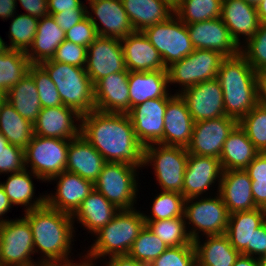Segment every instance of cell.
I'll use <instances>...</instances> for the list:
<instances>
[{
  "label": "cell",
  "instance_id": "obj_1",
  "mask_svg": "<svg viewBox=\"0 0 266 266\" xmlns=\"http://www.w3.org/2000/svg\"><path fill=\"white\" fill-rule=\"evenodd\" d=\"M82 135L106 162H121L143 168L144 146L138 141L127 113L97 110L81 115Z\"/></svg>",
  "mask_w": 266,
  "mask_h": 266
},
{
  "label": "cell",
  "instance_id": "obj_2",
  "mask_svg": "<svg viewBox=\"0 0 266 266\" xmlns=\"http://www.w3.org/2000/svg\"><path fill=\"white\" fill-rule=\"evenodd\" d=\"M24 215V216H23ZM33 234L35 255L39 264H51L71 260L76 229L72 215L43 207L24 212ZM73 243V244H72ZM72 254V255H71Z\"/></svg>",
  "mask_w": 266,
  "mask_h": 266
},
{
  "label": "cell",
  "instance_id": "obj_3",
  "mask_svg": "<svg viewBox=\"0 0 266 266\" xmlns=\"http://www.w3.org/2000/svg\"><path fill=\"white\" fill-rule=\"evenodd\" d=\"M217 79L222 87L226 116L239 122L259 103L257 72L241 53L222 61Z\"/></svg>",
  "mask_w": 266,
  "mask_h": 266
},
{
  "label": "cell",
  "instance_id": "obj_4",
  "mask_svg": "<svg viewBox=\"0 0 266 266\" xmlns=\"http://www.w3.org/2000/svg\"><path fill=\"white\" fill-rule=\"evenodd\" d=\"M136 208L119 210L115 217L93 237L85 254L96 261L115 255H127L134 240L145 226L143 214ZM99 259V260H98Z\"/></svg>",
  "mask_w": 266,
  "mask_h": 266
},
{
  "label": "cell",
  "instance_id": "obj_5",
  "mask_svg": "<svg viewBox=\"0 0 266 266\" xmlns=\"http://www.w3.org/2000/svg\"><path fill=\"white\" fill-rule=\"evenodd\" d=\"M40 65L56 85L64 106L83 115L95 110L94 84L85 68L66 63L45 60Z\"/></svg>",
  "mask_w": 266,
  "mask_h": 266
},
{
  "label": "cell",
  "instance_id": "obj_6",
  "mask_svg": "<svg viewBox=\"0 0 266 266\" xmlns=\"http://www.w3.org/2000/svg\"><path fill=\"white\" fill-rule=\"evenodd\" d=\"M139 170L141 169L127 163L106 162L94 182V189L119 210L136 208L137 199L140 198Z\"/></svg>",
  "mask_w": 266,
  "mask_h": 266
},
{
  "label": "cell",
  "instance_id": "obj_7",
  "mask_svg": "<svg viewBox=\"0 0 266 266\" xmlns=\"http://www.w3.org/2000/svg\"><path fill=\"white\" fill-rule=\"evenodd\" d=\"M184 219L192 241L227 231L229 212L219 193L185 199Z\"/></svg>",
  "mask_w": 266,
  "mask_h": 266
},
{
  "label": "cell",
  "instance_id": "obj_8",
  "mask_svg": "<svg viewBox=\"0 0 266 266\" xmlns=\"http://www.w3.org/2000/svg\"><path fill=\"white\" fill-rule=\"evenodd\" d=\"M189 153L187 148L150 144L144 147L143 167L154 171L161 191L178 192L182 194L184 173ZM147 166V167H146Z\"/></svg>",
  "mask_w": 266,
  "mask_h": 266
},
{
  "label": "cell",
  "instance_id": "obj_9",
  "mask_svg": "<svg viewBox=\"0 0 266 266\" xmlns=\"http://www.w3.org/2000/svg\"><path fill=\"white\" fill-rule=\"evenodd\" d=\"M225 58L213 50L194 49L187 57L167 67L169 86H178L174 94H181L200 82L215 79Z\"/></svg>",
  "mask_w": 266,
  "mask_h": 266
},
{
  "label": "cell",
  "instance_id": "obj_10",
  "mask_svg": "<svg viewBox=\"0 0 266 266\" xmlns=\"http://www.w3.org/2000/svg\"><path fill=\"white\" fill-rule=\"evenodd\" d=\"M70 140L34 135L25 150L26 169L43 182L65 171Z\"/></svg>",
  "mask_w": 266,
  "mask_h": 266
},
{
  "label": "cell",
  "instance_id": "obj_11",
  "mask_svg": "<svg viewBox=\"0 0 266 266\" xmlns=\"http://www.w3.org/2000/svg\"><path fill=\"white\" fill-rule=\"evenodd\" d=\"M142 32L159 52L166 68L194 51L186 24L175 14Z\"/></svg>",
  "mask_w": 266,
  "mask_h": 266
},
{
  "label": "cell",
  "instance_id": "obj_12",
  "mask_svg": "<svg viewBox=\"0 0 266 266\" xmlns=\"http://www.w3.org/2000/svg\"><path fill=\"white\" fill-rule=\"evenodd\" d=\"M32 229L24 217L0 224V266H34Z\"/></svg>",
  "mask_w": 266,
  "mask_h": 266
},
{
  "label": "cell",
  "instance_id": "obj_13",
  "mask_svg": "<svg viewBox=\"0 0 266 266\" xmlns=\"http://www.w3.org/2000/svg\"><path fill=\"white\" fill-rule=\"evenodd\" d=\"M222 172L219 159L189 154L182 195L185 199H189L218 193ZM213 188H217L215 192H211L214 191Z\"/></svg>",
  "mask_w": 266,
  "mask_h": 266
},
{
  "label": "cell",
  "instance_id": "obj_14",
  "mask_svg": "<svg viewBox=\"0 0 266 266\" xmlns=\"http://www.w3.org/2000/svg\"><path fill=\"white\" fill-rule=\"evenodd\" d=\"M237 125L229 116L195 122L188 153L219 159L224 142Z\"/></svg>",
  "mask_w": 266,
  "mask_h": 266
},
{
  "label": "cell",
  "instance_id": "obj_15",
  "mask_svg": "<svg viewBox=\"0 0 266 266\" xmlns=\"http://www.w3.org/2000/svg\"><path fill=\"white\" fill-rule=\"evenodd\" d=\"M170 98L147 100L132 107L127 113L136 137L144 147L155 143L164 145V115Z\"/></svg>",
  "mask_w": 266,
  "mask_h": 266
},
{
  "label": "cell",
  "instance_id": "obj_16",
  "mask_svg": "<svg viewBox=\"0 0 266 266\" xmlns=\"http://www.w3.org/2000/svg\"><path fill=\"white\" fill-rule=\"evenodd\" d=\"M85 70L93 84L109 74L126 71L121 40L98 36L87 47Z\"/></svg>",
  "mask_w": 266,
  "mask_h": 266
},
{
  "label": "cell",
  "instance_id": "obj_17",
  "mask_svg": "<svg viewBox=\"0 0 266 266\" xmlns=\"http://www.w3.org/2000/svg\"><path fill=\"white\" fill-rule=\"evenodd\" d=\"M85 2L89 4L87 16L96 27L98 36L122 39L134 32L121 0H85Z\"/></svg>",
  "mask_w": 266,
  "mask_h": 266
},
{
  "label": "cell",
  "instance_id": "obj_18",
  "mask_svg": "<svg viewBox=\"0 0 266 266\" xmlns=\"http://www.w3.org/2000/svg\"><path fill=\"white\" fill-rule=\"evenodd\" d=\"M56 192L45 193V204L55 210L73 215L82 201L94 190V183L81 176L63 171L51 178ZM56 181V182H55Z\"/></svg>",
  "mask_w": 266,
  "mask_h": 266
},
{
  "label": "cell",
  "instance_id": "obj_19",
  "mask_svg": "<svg viewBox=\"0 0 266 266\" xmlns=\"http://www.w3.org/2000/svg\"><path fill=\"white\" fill-rule=\"evenodd\" d=\"M180 95L195 122L226 116L222 87L217 78L200 82Z\"/></svg>",
  "mask_w": 266,
  "mask_h": 266
},
{
  "label": "cell",
  "instance_id": "obj_20",
  "mask_svg": "<svg viewBox=\"0 0 266 266\" xmlns=\"http://www.w3.org/2000/svg\"><path fill=\"white\" fill-rule=\"evenodd\" d=\"M186 26L194 49L213 50L225 57L241 53V47L233 39L221 17Z\"/></svg>",
  "mask_w": 266,
  "mask_h": 266
},
{
  "label": "cell",
  "instance_id": "obj_21",
  "mask_svg": "<svg viewBox=\"0 0 266 266\" xmlns=\"http://www.w3.org/2000/svg\"><path fill=\"white\" fill-rule=\"evenodd\" d=\"M34 125V135L72 140L80 135L81 114L68 106L42 108Z\"/></svg>",
  "mask_w": 266,
  "mask_h": 266
},
{
  "label": "cell",
  "instance_id": "obj_22",
  "mask_svg": "<svg viewBox=\"0 0 266 266\" xmlns=\"http://www.w3.org/2000/svg\"><path fill=\"white\" fill-rule=\"evenodd\" d=\"M129 71L102 77L94 84L95 110L105 113L129 112Z\"/></svg>",
  "mask_w": 266,
  "mask_h": 266
},
{
  "label": "cell",
  "instance_id": "obj_23",
  "mask_svg": "<svg viewBox=\"0 0 266 266\" xmlns=\"http://www.w3.org/2000/svg\"><path fill=\"white\" fill-rule=\"evenodd\" d=\"M194 123L185 99L180 94H174L165 109L164 145L187 148L191 142Z\"/></svg>",
  "mask_w": 266,
  "mask_h": 266
},
{
  "label": "cell",
  "instance_id": "obj_24",
  "mask_svg": "<svg viewBox=\"0 0 266 266\" xmlns=\"http://www.w3.org/2000/svg\"><path fill=\"white\" fill-rule=\"evenodd\" d=\"M221 18L240 47L253 37L260 25L257 7L243 0H223Z\"/></svg>",
  "mask_w": 266,
  "mask_h": 266
},
{
  "label": "cell",
  "instance_id": "obj_25",
  "mask_svg": "<svg viewBox=\"0 0 266 266\" xmlns=\"http://www.w3.org/2000/svg\"><path fill=\"white\" fill-rule=\"evenodd\" d=\"M218 193L229 214L257 208L252 196V180L244 169L223 171Z\"/></svg>",
  "mask_w": 266,
  "mask_h": 266
},
{
  "label": "cell",
  "instance_id": "obj_26",
  "mask_svg": "<svg viewBox=\"0 0 266 266\" xmlns=\"http://www.w3.org/2000/svg\"><path fill=\"white\" fill-rule=\"evenodd\" d=\"M120 40L128 71L167 70L161 55L142 31H134Z\"/></svg>",
  "mask_w": 266,
  "mask_h": 266
},
{
  "label": "cell",
  "instance_id": "obj_27",
  "mask_svg": "<svg viewBox=\"0 0 266 266\" xmlns=\"http://www.w3.org/2000/svg\"><path fill=\"white\" fill-rule=\"evenodd\" d=\"M129 111L147 100L172 97L167 70L129 71Z\"/></svg>",
  "mask_w": 266,
  "mask_h": 266
},
{
  "label": "cell",
  "instance_id": "obj_28",
  "mask_svg": "<svg viewBox=\"0 0 266 266\" xmlns=\"http://www.w3.org/2000/svg\"><path fill=\"white\" fill-rule=\"evenodd\" d=\"M105 163L102 155L82 135L70 140L65 171L94 183Z\"/></svg>",
  "mask_w": 266,
  "mask_h": 266
},
{
  "label": "cell",
  "instance_id": "obj_29",
  "mask_svg": "<svg viewBox=\"0 0 266 266\" xmlns=\"http://www.w3.org/2000/svg\"><path fill=\"white\" fill-rule=\"evenodd\" d=\"M119 212V209L95 189L82 201L72 215V220L81 225L87 234L93 236L106 226Z\"/></svg>",
  "mask_w": 266,
  "mask_h": 266
},
{
  "label": "cell",
  "instance_id": "obj_30",
  "mask_svg": "<svg viewBox=\"0 0 266 266\" xmlns=\"http://www.w3.org/2000/svg\"><path fill=\"white\" fill-rule=\"evenodd\" d=\"M266 221V210L256 208L229 214L226 235L231 245L243 255L252 257L254 231Z\"/></svg>",
  "mask_w": 266,
  "mask_h": 266
},
{
  "label": "cell",
  "instance_id": "obj_31",
  "mask_svg": "<svg viewBox=\"0 0 266 266\" xmlns=\"http://www.w3.org/2000/svg\"><path fill=\"white\" fill-rule=\"evenodd\" d=\"M193 244L198 266H233L241 254L231 245L226 234L202 236Z\"/></svg>",
  "mask_w": 266,
  "mask_h": 266
},
{
  "label": "cell",
  "instance_id": "obj_32",
  "mask_svg": "<svg viewBox=\"0 0 266 266\" xmlns=\"http://www.w3.org/2000/svg\"><path fill=\"white\" fill-rule=\"evenodd\" d=\"M42 181L36 174L28 169H24L18 173L8 174L4 182L0 181V185L4 188L7 197L13 207H24V212L43 207L45 205L44 193L35 195V185L32 179ZM35 198V199H34ZM33 199V200H32Z\"/></svg>",
  "mask_w": 266,
  "mask_h": 266
},
{
  "label": "cell",
  "instance_id": "obj_33",
  "mask_svg": "<svg viewBox=\"0 0 266 266\" xmlns=\"http://www.w3.org/2000/svg\"><path fill=\"white\" fill-rule=\"evenodd\" d=\"M63 31L55 22L52 15L38 20L37 31L32 46L26 52L31 64H40L52 59L58 46L65 40Z\"/></svg>",
  "mask_w": 266,
  "mask_h": 266
},
{
  "label": "cell",
  "instance_id": "obj_34",
  "mask_svg": "<svg viewBox=\"0 0 266 266\" xmlns=\"http://www.w3.org/2000/svg\"><path fill=\"white\" fill-rule=\"evenodd\" d=\"M259 154L246 132L237 125L224 142L219 158L223 171L245 169Z\"/></svg>",
  "mask_w": 266,
  "mask_h": 266
},
{
  "label": "cell",
  "instance_id": "obj_35",
  "mask_svg": "<svg viewBox=\"0 0 266 266\" xmlns=\"http://www.w3.org/2000/svg\"><path fill=\"white\" fill-rule=\"evenodd\" d=\"M134 31L169 19L174 10L162 0H121Z\"/></svg>",
  "mask_w": 266,
  "mask_h": 266
},
{
  "label": "cell",
  "instance_id": "obj_36",
  "mask_svg": "<svg viewBox=\"0 0 266 266\" xmlns=\"http://www.w3.org/2000/svg\"><path fill=\"white\" fill-rule=\"evenodd\" d=\"M5 100L32 123L36 121L42 109L35 81L29 73L5 94Z\"/></svg>",
  "mask_w": 266,
  "mask_h": 266
},
{
  "label": "cell",
  "instance_id": "obj_37",
  "mask_svg": "<svg viewBox=\"0 0 266 266\" xmlns=\"http://www.w3.org/2000/svg\"><path fill=\"white\" fill-rule=\"evenodd\" d=\"M0 133L10 144L25 149L34 136V125L4 100L0 104Z\"/></svg>",
  "mask_w": 266,
  "mask_h": 266
},
{
  "label": "cell",
  "instance_id": "obj_38",
  "mask_svg": "<svg viewBox=\"0 0 266 266\" xmlns=\"http://www.w3.org/2000/svg\"><path fill=\"white\" fill-rule=\"evenodd\" d=\"M31 63L25 52L8 49L0 55V92L6 94L26 74Z\"/></svg>",
  "mask_w": 266,
  "mask_h": 266
},
{
  "label": "cell",
  "instance_id": "obj_39",
  "mask_svg": "<svg viewBox=\"0 0 266 266\" xmlns=\"http://www.w3.org/2000/svg\"><path fill=\"white\" fill-rule=\"evenodd\" d=\"M152 200L151 212L142 211L145 221L184 217L185 197L181 193L160 190Z\"/></svg>",
  "mask_w": 266,
  "mask_h": 266
},
{
  "label": "cell",
  "instance_id": "obj_40",
  "mask_svg": "<svg viewBox=\"0 0 266 266\" xmlns=\"http://www.w3.org/2000/svg\"><path fill=\"white\" fill-rule=\"evenodd\" d=\"M223 0H181L174 14L185 24L221 17Z\"/></svg>",
  "mask_w": 266,
  "mask_h": 266
},
{
  "label": "cell",
  "instance_id": "obj_41",
  "mask_svg": "<svg viewBox=\"0 0 266 266\" xmlns=\"http://www.w3.org/2000/svg\"><path fill=\"white\" fill-rule=\"evenodd\" d=\"M145 226L159 237L167 247L193 244V241L188 235L184 217L145 221Z\"/></svg>",
  "mask_w": 266,
  "mask_h": 266
},
{
  "label": "cell",
  "instance_id": "obj_42",
  "mask_svg": "<svg viewBox=\"0 0 266 266\" xmlns=\"http://www.w3.org/2000/svg\"><path fill=\"white\" fill-rule=\"evenodd\" d=\"M11 19L7 44L9 49L27 52L32 46L37 31L38 18L16 13Z\"/></svg>",
  "mask_w": 266,
  "mask_h": 266
},
{
  "label": "cell",
  "instance_id": "obj_43",
  "mask_svg": "<svg viewBox=\"0 0 266 266\" xmlns=\"http://www.w3.org/2000/svg\"><path fill=\"white\" fill-rule=\"evenodd\" d=\"M167 248L166 244L159 237L144 226L139 232L138 237L134 240L127 255L149 265Z\"/></svg>",
  "mask_w": 266,
  "mask_h": 266
},
{
  "label": "cell",
  "instance_id": "obj_44",
  "mask_svg": "<svg viewBox=\"0 0 266 266\" xmlns=\"http://www.w3.org/2000/svg\"><path fill=\"white\" fill-rule=\"evenodd\" d=\"M259 153L266 152V106L258 103L239 122Z\"/></svg>",
  "mask_w": 266,
  "mask_h": 266
},
{
  "label": "cell",
  "instance_id": "obj_45",
  "mask_svg": "<svg viewBox=\"0 0 266 266\" xmlns=\"http://www.w3.org/2000/svg\"><path fill=\"white\" fill-rule=\"evenodd\" d=\"M28 73L35 81L42 108L63 105L56 85L40 64H31Z\"/></svg>",
  "mask_w": 266,
  "mask_h": 266
},
{
  "label": "cell",
  "instance_id": "obj_46",
  "mask_svg": "<svg viewBox=\"0 0 266 266\" xmlns=\"http://www.w3.org/2000/svg\"><path fill=\"white\" fill-rule=\"evenodd\" d=\"M241 54L257 73L266 69V23H260L258 31L241 46Z\"/></svg>",
  "mask_w": 266,
  "mask_h": 266
},
{
  "label": "cell",
  "instance_id": "obj_47",
  "mask_svg": "<svg viewBox=\"0 0 266 266\" xmlns=\"http://www.w3.org/2000/svg\"><path fill=\"white\" fill-rule=\"evenodd\" d=\"M196 252L194 244L168 247L149 266H195Z\"/></svg>",
  "mask_w": 266,
  "mask_h": 266
},
{
  "label": "cell",
  "instance_id": "obj_48",
  "mask_svg": "<svg viewBox=\"0 0 266 266\" xmlns=\"http://www.w3.org/2000/svg\"><path fill=\"white\" fill-rule=\"evenodd\" d=\"M87 59V47L64 40L56 49L53 61L66 63L76 67L85 68Z\"/></svg>",
  "mask_w": 266,
  "mask_h": 266
},
{
  "label": "cell",
  "instance_id": "obj_49",
  "mask_svg": "<svg viewBox=\"0 0 266 266\" xmlns=\"http://www.w3.org/2000/svg\"><path fill=\"white\" fill-rule=\"evenodd\" d=\"M26 169L25 150L21 147L8 144L0 150V175L4 177L11 173H18Z\"/></svg>",
  "mask_w": 266,
  "mask_h": 266
},
{
  "label": "cell",
  "instance_id": "obj_50",
  "mask_svg": "<svg viewBox=\"0 0 266 266\" xmlns=\"http://www.w3.org/2000/svg\"><path fill=\"white\" fill-rule=\"evenodd\" d=\"M65 33V40L84 47L90 46L98 37L96 27L90 21L88 16Z\"/></svg>",
  "mask_w": 266,
  "mask_h": 266
},
{
  "label": "cell",
  "instance_id": "obj_51",
  "mask_svg": "<svg viewBox=\"0 0 266 266\" xmlns=\"http://www.w3.org/2000/svg\"><path fill=\"white\" fill-rule=\"evenodd\" d=\"M52 15L56 24L67 31L87 16V10L63 11Z\"/></svg>",
  "mask_w": 266,
  "mask_h": 266
},
{
  "label": "cell",
  "instance_id": "obj_52",
  "mask_svg": "<svg viewBox=\"0 0 266 266\" xmlns=\"http://www.w3.org/2000/svg\"><path fill=\"white\" fill-rule=\"evenodd\" d=\"M49 14L63 11L87 10V5L82 0H47Z\"/></svg>",
  "mask_w": 266,
  "mask_h": 266
},
{
  "label": "cell",
  "instance_id": "obj_53",
  "mask_svg": "<svg viewBox=\"0 0 266 266\" xmlns=\"http://www.w3.org/2000/svg\"><path fill=\"white\" fill-rule=\"evenodd\" d=\"M21 4V7L26 11L23 14H27L38 19L49 15L47 0H16Z\"/></svg>",
  "mask_w": 266,
  "mask_h": 266
},
{
  "label": "cell",
  "instance_id": "obj_54",
  "mask_svg": "<svg viewBox=\"0 0 266 266\" xmlns=\"http://www.w3.org/2000/svg\"><path fill=\"white\" fill-rule=\"evenodd\" d=\"M244 170L251 180H266V152L259 153Z\"/></svg>",
  "mask_w": 266,
  "mask_h": 266
},
{
  "label": "cell",
  "instance_id": "obj_55",
  "mask_svg": "<svg viewBox=\"0 0 266 266\" xmlns=\"http://www.w3.org/2000/svg\"><path fill=\"white\" fill-rule=\"evenodd\" d=\"M266 251V221L257 228L252 237V257L260 259Z\"/></svg>",
  "mask_w": 266,
  "mask_h": 266
},
{
  "label": "cell",
  "instance_id": "obj_56",
  "mask_svg": "<svg viewBox=\"0 0 266 266\" xmlns=\"http://www.w3.org/2000/svg\"><path fill=\"white\" fill-rule=\"evenodd\" d=\"M252 196L257 208L266 210V180H252Z\"/></svg>",
  "mask_w": 266,
  "mask_h": 266
},
{
  "label": "cell",
  "instance_id": "obj_57",
  "mask_svg": "<svg viewBox=\"0 0 266 266\" xmlns=\"http://www.w3.org/2000/svg\"><path fill=\"white\" fill-rule=\"evenodd\" d=\"M104 260H102V264L105 262L102 266H149L148 264L141 263L128 255H115Z\"/></svg>",
  "mask_w": 266,
  "mask_h": 266
},
{
  "label": "cell",
  "instance_id": "obj_58",
  "mask_svg": "<svg viewBox=\"0 0 266 266\" xmlns=\"http://www.w3.org/2000/svg\"><path fill=\"white\" fill-rule=\"evenodd\" d=\"M77 255H79V258H80L78 261H75L74 256H73L72 257L73 259H71V260L63 261V262H57V263H51V264H47L46 266H98L97 263H99V262H97L95 259L87 256L85 254V252H83V253L81 252V254H77Z\"/></svg>",
  "mask_w": 266,
  "mask_h": 266
},
{
  "label": "cell",
  "instance_id": "obj_59",
  "mask_svg": "<svg viewBox=\"0 0 266 266\" xmlns=\"http://www.w3.org/2000/svg\"><path fill=\"white\" fill-rule=\"evenodd\" d=\"M16 7V0H0V19L7 21L12 18L17 13Z\"/></svg>",
  "mask_w": 266,
  "mask_h": 266
},
{
  "label": "cell",
  "instance_id": "obj_60",
  "mask_svg": "<svg viewBox=\"0 0 266 266\" xmlns=\"http://www.w3.org/2000/svg\"><path fill=\"white\" fill-rule=\"evenodd\" d=\"M13 205L11 204L9 198L7 197L4 188L0 185V224L10 220L7 213L12 210ZM8 217V219H6Z\"/></svg>",
  "mask_w": 266,
  "mask_h": 266
},
{
  "label": "cell",
  "instance_id": "obj_61",
  "mask_svg": "<svg viewBox=\"0 0 266 266\" xmlns=\"http://www.w3.org/2000/svg\"><path fill=\"white\" fill-rule=\"evenodd\" d=\"M258 79V99L266 106V69L257 73Z\"/></svg>",
  "mask_w": 266,
  "mask_h": 266
},
{
  "label": "cell",
  "instance_id": "obj_62",
  "mask_svg": "<svg viewBox=\"0 0 266 266\" xmlns=\"http://www.w3.org/2000/svg\"><path fill=\"white\" fill-rule=\"evenodd\" d=\"M233 266H259V259L240 254Z\"/></svg>",
  "mask_w": 266,
  "mask_h": 266
},
{
  "label": "cell",
  "instance_id": "obj_63",
  "mask_svg": "<svg viewBox=\"0 0 266 266\" xmlns=\"http://www.w3.org/2000/svg\"><path fill=\"white\" fill-rule=\"evenodd\" d=\"M257 13L260 23H266V0H262L257 6Z\"/></svg>",
  "mask_w": 266,
  "mask_h": 266
},
{
  "label": "cell",
  "instance_id": "obj_64",
  "mask_svg": "<svg viewBox=\"0 0 266 266\" xmlns=\"http://www.w3.org/2000/svg\"><path fill=\"white\" fill-rule=\"evenodd\" d=\"M174 11L179 7L181 0H162Z\"/></svg>",
  "mask_w": 266,
  "mask_h": 266
},
{
  "label": "cell",
  "instance_id": "obj_65",
  "mask_svg": "<svg viewBox=\"0 0 266 266\" xmlns=\"http://www.w3.org/2000/svg\"><path fill=\"white\" fill-rule=\"evenodd\" d=\"M6 43L7 42H5L4 39H2V37L0 36V55L5 53L9 49Z\"/></svg>",
  "mask_w": 266,
  "mask_h": 266
},
{
  "label": "cell",
  "instance_id": "obj_66",
  "mask_svg": "<svg viewBox=\"0 0 266 266\" xmlns=\"http://www.w3.org/2000/svg\"><path fill=\"white\" fill-rule=\"evenodd\" d=\"M8 144V140L0 133V150H3Z\"/></svg>",
  "mask_w": 266,
  "mask_h": 266
},
{
  "label": "cell",
  "instance_id": "obj_67",
  "mask_svg": "<svg viewBox=\"0 0 266 266\" xmlns=\"http://www.w3.org/2000/svg\"><path fill=\"white\" fill-rule=\"evenodd\" d=\"M246 4L257 7L262 0H243Z\"/></svg>",
  "mask_w": 266,
  "mask_h": 266
},
{
  "label": "cell",
  "instance_id": "obj_68",
  "mask_svg": "<svg viewBox=\"0 0 266 266\" xmlns=\"http://www.w3.org/2000/svg\"><path fill=\"white\" fill-rule=\"evenodd\" d=\"M5 100V94L0 92V104Z\"/></svg>",
  "mask_w": 266,
  "mask_h": 266
},
{
  "label": "cell",
  "instance_id": "obj_69",
  "mask_svg": "<svg viewBox=\"0 0 266 266\" xmlns=\"http://www.w3.org/2000/svg\"><path fill=\"white\" fill-rule=\"evenodd\" d=\"M259 261H266V251L263 254V256L259 259Z\"/></svg>",
  "mask_w": 266,
  "mask_h": 266
},
{
  "label": "cell",
  "instance_id": "obj_70",
  "mask_svg": "<svg viewBox=\"0 0 266 266\" xmlns=\"http://www.w3.org/2000/svg\"><path fill=\"white\" fill-rule=\"evenodd\" d=\"M259 266H266V261H259Z\"/></svg>",
  "mask_w": 266,
  "mask_h": 266
},
{
  "label": "cell",
  "instance_id": "obj_71",
  "mask_svg": "<svg viewBox=\"0 0 266 266\" xmlns=\"http://www.w3.org/2000/svg\"><path fill=\"white\" fill-rule=\"evenodd\" d=\"M34 266H46V264H37V265H34Z\"/></svg>",
  "mask_w": 266,
  "mask_h": 266
}]
</instances>
